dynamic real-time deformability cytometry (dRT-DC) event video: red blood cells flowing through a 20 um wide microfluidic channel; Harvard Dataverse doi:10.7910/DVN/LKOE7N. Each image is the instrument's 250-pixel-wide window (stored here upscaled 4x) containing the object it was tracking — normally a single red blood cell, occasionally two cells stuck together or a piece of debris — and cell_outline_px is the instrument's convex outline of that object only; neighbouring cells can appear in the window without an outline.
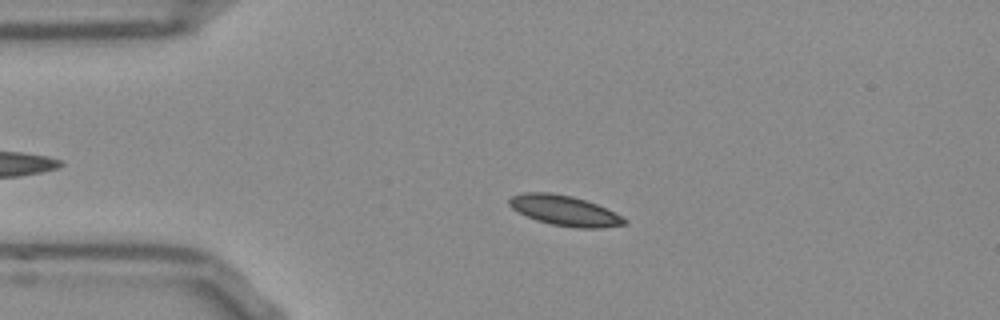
{"species": "Egyptian fruit bat (a non-hibernating species)", "species_latin": "Rousettus aegyptiacus", "temperature_condition": "room temperature", "stored_images_in_passage": 41, "camera_frame_rate_fps": 3000, "um_per_image_px": 0.085, "frame": {"image": 1, "passage_image": 11, "time_ms": 3.333, "image_size_px": [1000, 320], "cell_outline_px": [[628, 224], [600, 228], [576, 228], [552, 224], [536, 220], [512, 208], [508, 204], [508, 200], [512, 196], [524, 192], [548, 192], [572, 196], [596, 204], [624, 216], [628, 220]], "centroid_in_image_um": [48.03, 17.9], "position_along_channel_um": 37.0, "area_um2": 20.23}}
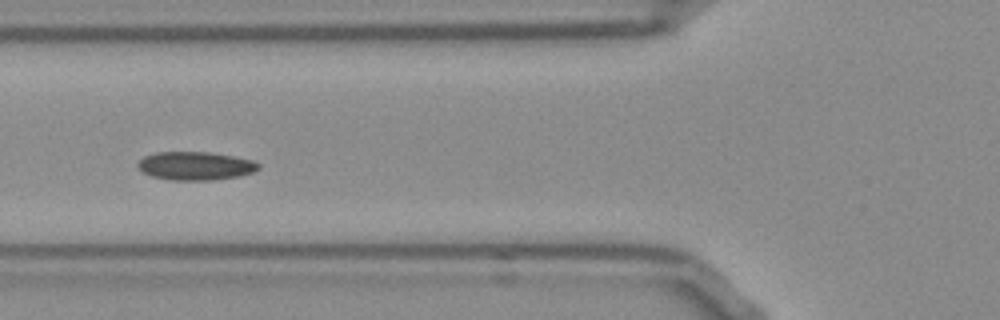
{"frame": {"image": 2, "passage_image": 19, "time_ms": 6.0, "image_size_px": [1000, 320], "cell_outline_px": [[260, 168], [252, 172], [240, 176], [212, 180], [172, 180], [152, 176], [144, 172], [136, 164], [144, 156], [156, 152], [208, 152], [232, 156], [252, 160], [260, 164]], "centroid_in_image_um": [16.62, 14.1], "position_along_channel_um": 109.2, "area_um2": 19.83}}
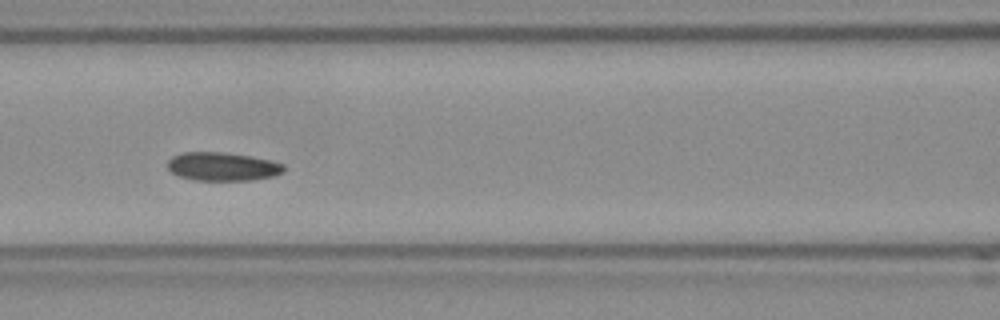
{"frame": {"image": 3, "passage_image": 22, "time_ms": 7.0, "image_size_px": [1000, 320], "cell_outline_px": [[284, 172], [276, 176], [252, 180], [192, 180], [180, 176], [172, 172], [168, 168], [168, 160], [172, 156], [184, 152], [220, 152], [248, 156], [272, 160], [284, 164]], "centroid_in_image_um": [18.94, 14.16], "position_along_channel_um": 147.7, "area_um2": 19.31}}